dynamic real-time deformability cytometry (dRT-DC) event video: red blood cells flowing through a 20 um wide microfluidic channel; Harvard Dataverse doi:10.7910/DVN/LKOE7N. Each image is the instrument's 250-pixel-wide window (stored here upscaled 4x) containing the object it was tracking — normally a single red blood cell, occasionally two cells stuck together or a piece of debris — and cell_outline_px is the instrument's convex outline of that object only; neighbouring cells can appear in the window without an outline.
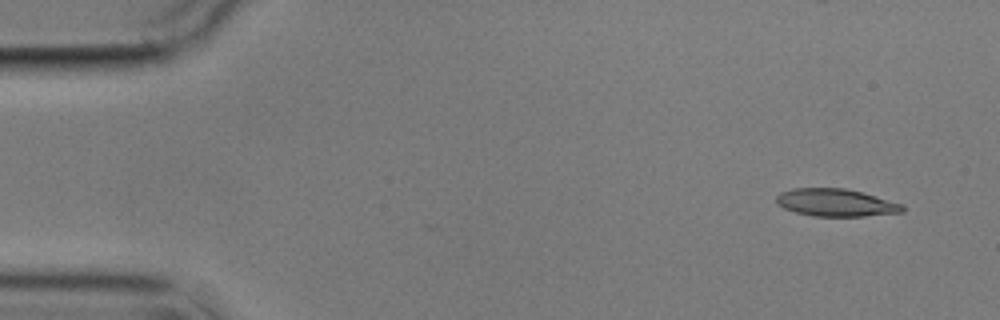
{"species": "common noctule bat (a hibernating species)", "species_latin": "Nyctalus noctula", "temperature_condition": "cold", "stored_images_in_passage": 3, "camera_frame_rate_fps": 3000, "um_per_image_px": 0.085, "animal": {"sex": "male", "body_mass_g": 17.9}, "frame": {"image": 1, "passage_image": 1, "time_ms": 0.0, "image_size_px": [1000, 320], "cell_outline_px": [[904, 212], [864, 216], [812, 216], [796, 212], [784, 208], [776, 204], [776, 196], [780, 192], [792, 188], [844, 188], [860, 192], [904, 204]], "centroid_in_image_um": [71.02, 17.22], "position_along_channel_um": 14.0, "area_um2": 20.23}}
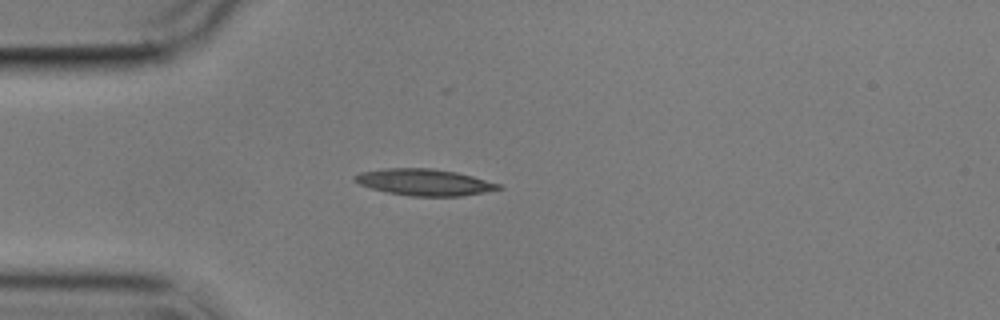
{"frame": {"image": 2, "passage_image": 3, "time_ms": 3.667, "image_size_px": [1000, 320], "cell_outline_px": [[504, 188], [484, 192], [460, 196], [412, 196], [388, 192], [372, 188], [360, 184], [352, 180], [352, 176], [360, 172], [384, 168], [432, 168], [456, 172], [472, 176], [500, 184]], "centroid_in_image_um": [36.05, 15.48], "position_along_channel_um": 49.0, "area_um2": 22.14}}